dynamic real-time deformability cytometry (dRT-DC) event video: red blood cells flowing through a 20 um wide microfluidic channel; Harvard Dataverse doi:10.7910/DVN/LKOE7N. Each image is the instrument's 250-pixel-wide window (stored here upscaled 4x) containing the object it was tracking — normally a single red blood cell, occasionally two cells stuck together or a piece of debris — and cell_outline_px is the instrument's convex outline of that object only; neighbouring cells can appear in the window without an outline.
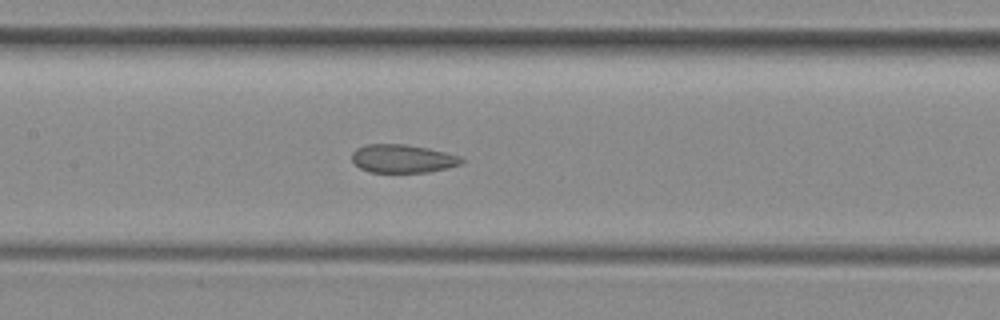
{"species": "common noctule bat (a hibernating species)", "species_latin": "Nyctalus noctula", "temperature_condition": "room temperature", "stored_images_in_passage": 51, "segment_of_instrument_passage": [2, 2], "camera_frame_rate_fps": 3000, "um_per_image_px": 0.085, "animal": {"sex": "female", "body_mass_g": 29.2, "forearm_length_mm": 56.3}, "frame": {"image": 1, "passage_image": 24, "time_ms": 7.667, "image_size_px": [1000, 320], "cell_outline_px": [[464, 160], [460, 164], [448, 168], [428, 172], [368, 172], [360, 168], [352, 160], [352, 152], [356, 148], [368, 144], [404, 144], [428, 148], [460, 156]], "centroid_in_image_um": [34.21, 13.48], "position_along_channel_um": 173.2, "area_um2": 18.03}}
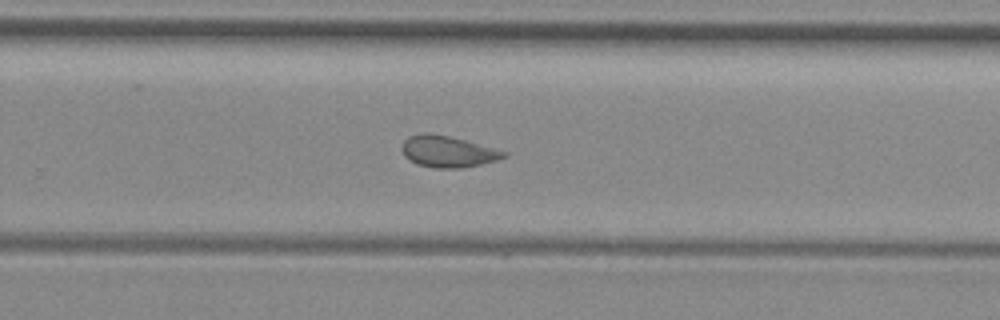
{"frame": {"image": 2, "passage_image": 33, "time_ms": 10.667, "image_size_px": [1000, 320], "cell_outline_px": [[508, 156], [496, 160], [480, 164], [460, 168], [436, 168], [416, 164], [404, 156], [400, 148], [404, 140], [408, 136], [420, 132], [428, 132], [448, 136], [464, 140], [508, 152]], "centroid_in_image_um": [38.01, 12.87], "position_along_channel_um": 291.8, "area_um2": 18.67}}
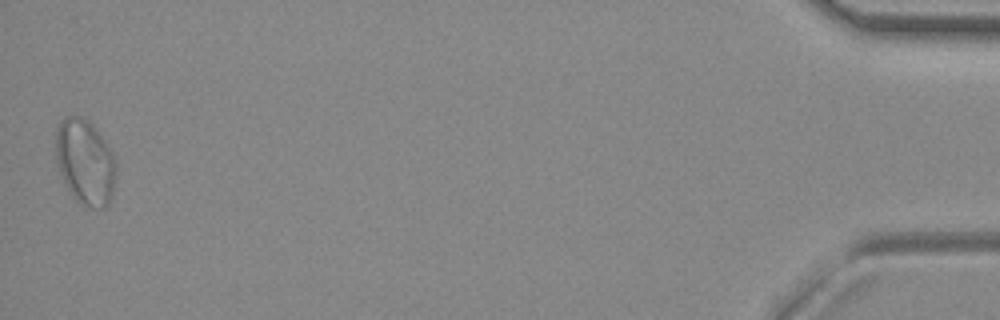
{"frame": {"image": 3, "passage_image": 51, "time_ms": 16.667, "image_size_px": [1000, 320], "cell_outline_px": [[116, 176], [112, 196], [108, 204], [104, 208], [92, 208], [80, 204], [72, 196], [56, 164], [56, 128], [60, 120], [64, 116], [80, 116], [88, 120], [92, 124], [104, 140], [112, 152], [116, 164]], "centroid_in_image_um": [7.23, 13.77], "position_along_channel_um": 428.0, "area_um2": 30.17}}